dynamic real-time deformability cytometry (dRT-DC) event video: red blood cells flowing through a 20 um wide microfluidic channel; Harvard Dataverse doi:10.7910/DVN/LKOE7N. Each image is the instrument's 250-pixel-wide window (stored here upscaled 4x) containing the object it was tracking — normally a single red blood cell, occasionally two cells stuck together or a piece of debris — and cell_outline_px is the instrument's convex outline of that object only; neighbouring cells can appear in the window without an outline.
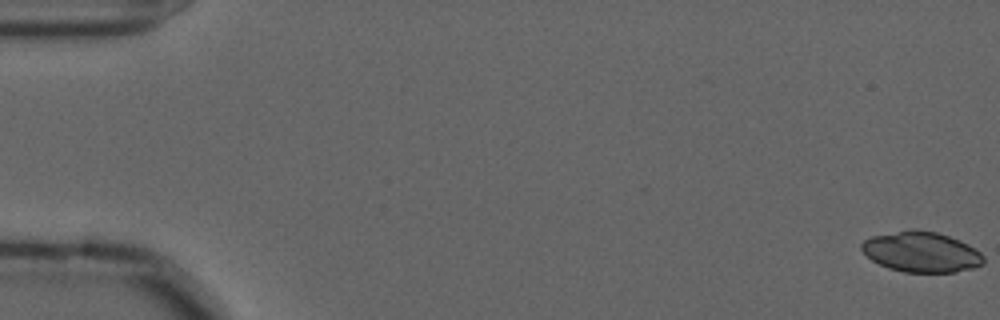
{"species": "common noctule bat (a hibernating species)", "species_latin": "Nyctalus noctula", "temperature_condition": "cold", "stored_images_in_passage": 57, "camera_frame_rate_fps": 3000, "um_per_image_px": 0.085, "animal": {"sex": "male", "forearm_length_mm": 52.5}, "frame": {"image": 1, "passage_image": 1, "time_ms": 0.0, "image_size_px": [1000, 320], "cell_outline_px": [[984, 264], [972, 268], [956, 272], [904, 272], [888, 268], [872, 260], [860, 248], [860, 244], [864, 240], [872, 236], [912, 228], [916, 228], [936, 232], [960, 240], [968, 244], [980, 252], [984, 256]], "centroid_in_image_um": [78.32, 21.41], "position_along_channel_um": 6.7, "area_um2": 28.84}}